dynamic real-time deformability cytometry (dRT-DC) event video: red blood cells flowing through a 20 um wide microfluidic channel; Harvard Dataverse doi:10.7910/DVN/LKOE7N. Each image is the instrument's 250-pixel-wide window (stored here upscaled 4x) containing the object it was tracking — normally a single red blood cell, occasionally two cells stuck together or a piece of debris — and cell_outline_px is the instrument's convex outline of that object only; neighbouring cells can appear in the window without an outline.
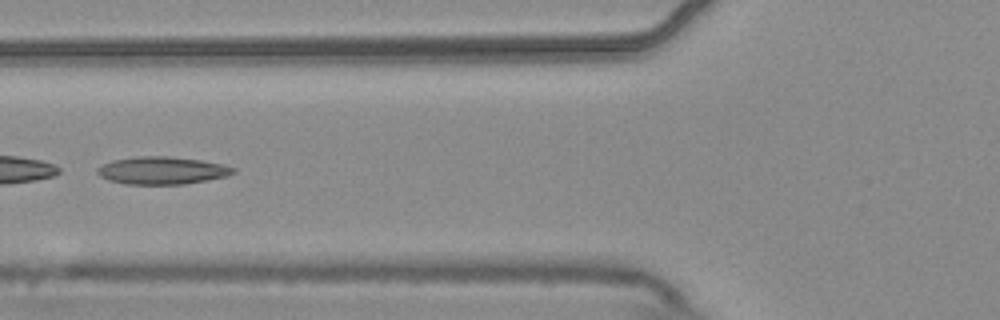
{"species": "common noctule bat (a hibernating species)", "species_latin": "Nyctalus noctula", "temperature_condition": "warm", "stored_images_in_passage": 6, "camera_frame_rate_fps": 3000, "um_per_image_px": 0.085, "animal": {"sex": "male", "body_mass_g": 20.4}, "frame": {"image": 1, "passage_image": 6, "time_ms": 1.667, "image_size_px": [1000, 320], "cell_outline_px": [[236, 172], [228, 176], [208, 180], [184, 184], [124, 184], [108, 180], [100, 176], [96, 172], [96, 168], [112, 160], [136, 156], [168, 156], [200, 160], [224, 164], [236, 168]], "centroid_in_image_um": [13.79, 14.49], "position_along_channel_um": 112.0, "area_um2": 22.02}}